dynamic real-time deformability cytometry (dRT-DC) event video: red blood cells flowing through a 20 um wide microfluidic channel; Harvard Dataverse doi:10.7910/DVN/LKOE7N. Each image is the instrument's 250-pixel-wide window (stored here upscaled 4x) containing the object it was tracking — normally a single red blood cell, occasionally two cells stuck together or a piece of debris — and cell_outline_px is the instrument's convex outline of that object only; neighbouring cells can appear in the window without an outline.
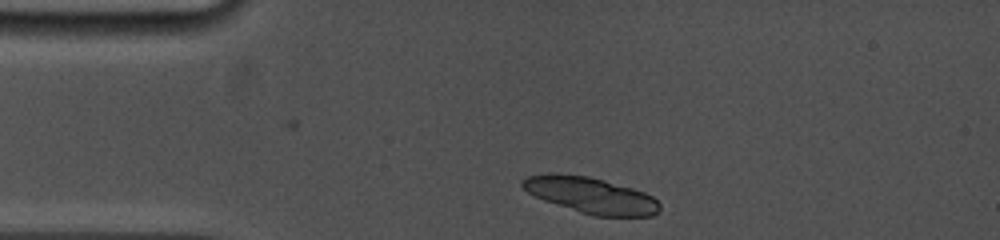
{"species": "common noctule bat (a hibernating species)", "species_latin": "Nyctalus noctula", "temperature_condition": "cold", "stored_images_in_passage": 2, "camera_frame_rate_fps": 5000, "um_per_image_px": 0.085, "animal": {"sex": "female", "body_mass_g": 19.0, "forearm_length_mm": 53.3}, "frame": {"image": 1, "passage_image": 2, "time_ms": 0.6, "image_size_px": [1000, 240], "cell_outline_px": [[660, 212], [652, 216], [592, 216], [544, 200], [528, 192], [520, 184], [520, 180], [528, 176], [548, 172], [552, 172], [588, 176], [604, 180], [632, 188], [644, 192], [652, 196], [660, 204]], "centroid_in_image_um": [50.22, 16.59], "position_along_channel_um": 34.8, "area_um2": 28.96}}